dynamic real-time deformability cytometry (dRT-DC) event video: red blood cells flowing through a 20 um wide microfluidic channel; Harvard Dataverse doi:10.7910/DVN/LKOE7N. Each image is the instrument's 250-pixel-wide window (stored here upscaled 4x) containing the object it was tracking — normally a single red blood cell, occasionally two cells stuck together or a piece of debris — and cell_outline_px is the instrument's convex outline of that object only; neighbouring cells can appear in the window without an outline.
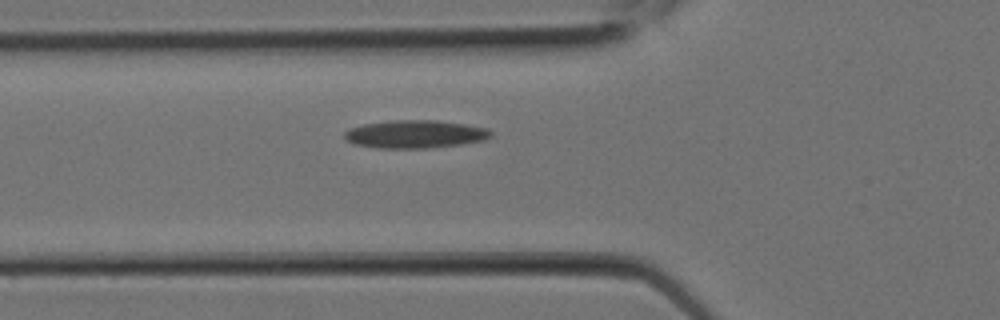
{"species": "Egyptian fruit bat (a non-hibernating species)", "species_latin": "Rousettus aegyptiacus", "temperature_condition": "room temperature", "stored_images_in_passage": 2, "camera_frame_rate_fps": 3000, "um_per_image_px": 0.085, "animal": {"sex": "female"}, "frame": {"image": 1, "passage_image": 2, "time_ms": 0.333, "image_size_px": [1000, 320], "cell_outline_px": [[492, 136], [484, 140], [460, 144], [432, 148], [376, 148], [352, 144], [344, 140], [344, 132], [348, 128], [364, 124], [396, 120], [436, 120], [464, 124], [488, 128], [492, 132]], "centroid_in_image_um": [35.25, 11.41], "position_along_channel_um": 90.6, "area_um2": 24.04}}